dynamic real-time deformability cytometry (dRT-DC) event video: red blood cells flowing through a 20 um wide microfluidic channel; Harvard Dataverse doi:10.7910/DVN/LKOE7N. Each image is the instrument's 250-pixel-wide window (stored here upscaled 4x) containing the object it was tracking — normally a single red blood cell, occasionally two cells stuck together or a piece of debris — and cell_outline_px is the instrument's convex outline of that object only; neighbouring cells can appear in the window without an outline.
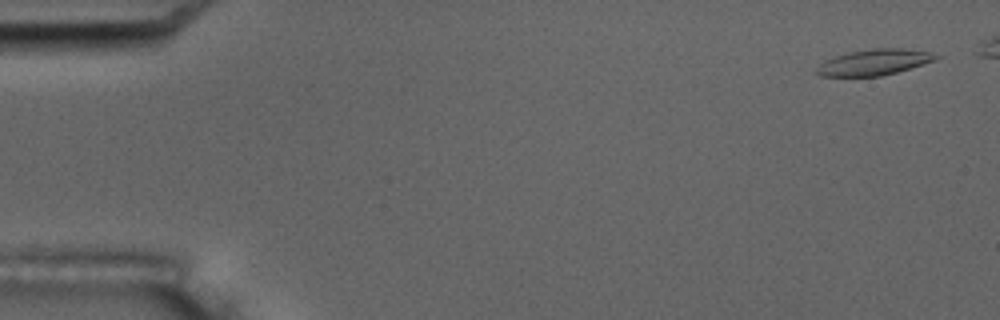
{"species": "common noctule bat (a hibernating species)", "species_latin": "Nyctalus noctula", "temperature_condition": "room temperature", "stored_images_in_passage": 6, "camera_frame_rate_fps": 3000, "um_per_image_px": 0.085, "animal": {"sex": "male", "body_mass_g": 17.5, "forearm_length_mm": 52.3}, "frame": {"image": 1, "passage_image": 1, "time_ms": 0.0, "image_size_px": [1000, 320], "cell_outline_px": [[944, 56], [936, 60], [896, 72], [880, 76], [820, 76], [816, 72], [816, 68], [824, 60], [836, 56], [852, 52], [872, 48], [900, 48], [932, 52]], "centroid_in_image_um": [74.35, 5.28], "position_along_channel_um": 10.7, "area_um2": 17.92}}